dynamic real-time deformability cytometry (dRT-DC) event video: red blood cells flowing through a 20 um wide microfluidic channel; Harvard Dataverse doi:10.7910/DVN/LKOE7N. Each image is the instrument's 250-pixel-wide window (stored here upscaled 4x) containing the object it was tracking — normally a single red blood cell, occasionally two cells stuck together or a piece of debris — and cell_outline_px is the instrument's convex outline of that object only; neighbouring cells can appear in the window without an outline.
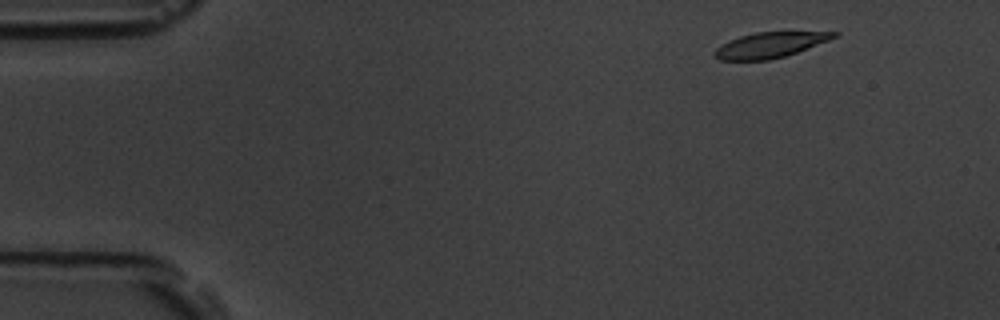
{"species": "common noctule bat (a hibernating species)", "species_latin": "Nyctalus noctula", "temperature_condition": "room temperature", "stored_images_in_passage": 4, "camera_frame_rate_fps": 3000, "um_per_image_px": 0.085, "animal": {"sex": "male", "body_mass_g": 19.5, "forearm_length_mm": 54.6}, "frame": {"image": 1, "passage_image": 1, "time_ms": 0.0, "image_size_px": [1000, 320], "cell_outline_px": [[840, 36], [796, 52], [784, 56], [768, 60], [720, 60], [712, 52], [720, 44], [728, 40], [740, 36], [756, 32], [840, 32]], "centroid_in_image_um": [65.42, 3.82], "position_along_channel_um": 19.6, "area_um2": 17.57}}
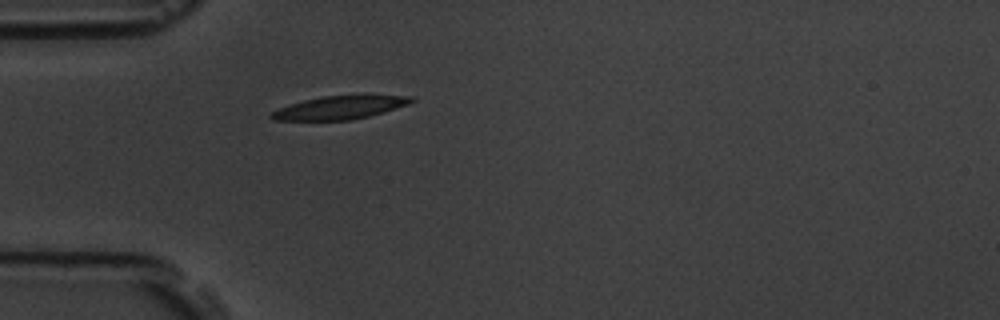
{"frame": {"image": 2, "passage_image": 4, "time_ms": 1.0, "image_size_px": [1000, 320], "cell_outline_px": [[416, 100], [408, 104], [368, 116], [352, 120], [272, 120], [268, 116], [272, 112], [280, 108], [304, 100], [324, 96], [412, 96]], "centroid_in_image_um": [28.84, 9.16], "position_along_channel_um": 56.2, "area_um2": 18.38}}